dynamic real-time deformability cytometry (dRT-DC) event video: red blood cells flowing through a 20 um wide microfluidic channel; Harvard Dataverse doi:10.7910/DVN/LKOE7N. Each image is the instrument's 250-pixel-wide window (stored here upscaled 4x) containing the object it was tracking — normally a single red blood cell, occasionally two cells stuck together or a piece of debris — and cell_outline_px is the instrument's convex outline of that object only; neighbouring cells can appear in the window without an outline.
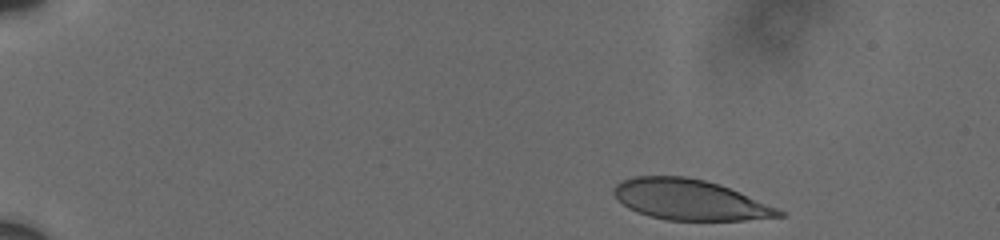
{"species": "human", "species_latin": "Homo sapiens", "temperature_condition": "cold", "stored_images_in_passage": 6, "camera_frame_rate_fps": 3000, "um_per_image_px": 0.085, "donor": {"sex": "male"}, "frame": {"image": 1, "passage_image": 1, "time_ms": 0.0, "image_size_px": [1000, 240], "cell_outline_px": [[788, 216], [744, 220], [668, 220], [648, 216], [636, 212], [628, 208], [616, 200], [612, 192], [612, 188], [616, 184], [624, 180], [636, 176], [684, 176], [704, 180], [728, 188], [776, 208], [784, 212]], "centroid_in_image_um": [58.55, 16.99], "position_along_channel_um": 26.4, "area_um2": 38.67}}
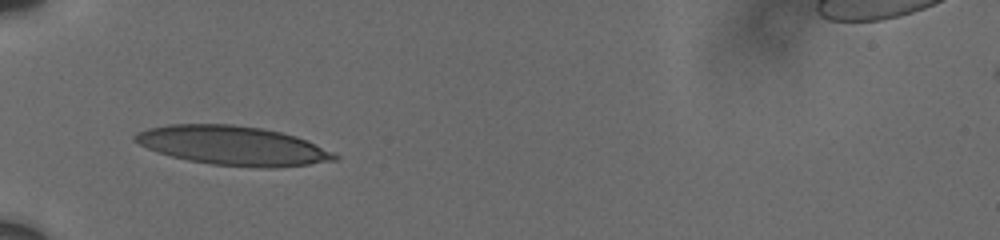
{"frame": {"image": 2, "passage_image": 6, "time_ms": 4.0, "image_size_px": [1000, 240], "cell_outline_px": [[340, 156], [336, 160], [308, 164], [276, 168], [260, 168], [212, 164], [188, 160], [172, 156], [148, 148], [132, 140], [132, 136], [136, 132], [148, 128], [168, 124], [232, 124], [260, 128], [280, 132], [296, 136], [308, 140]], "centroid_in_image_um": [19.79, 12.37], "position_along_channel_um": 65.2, "area_um2": 45.43}}